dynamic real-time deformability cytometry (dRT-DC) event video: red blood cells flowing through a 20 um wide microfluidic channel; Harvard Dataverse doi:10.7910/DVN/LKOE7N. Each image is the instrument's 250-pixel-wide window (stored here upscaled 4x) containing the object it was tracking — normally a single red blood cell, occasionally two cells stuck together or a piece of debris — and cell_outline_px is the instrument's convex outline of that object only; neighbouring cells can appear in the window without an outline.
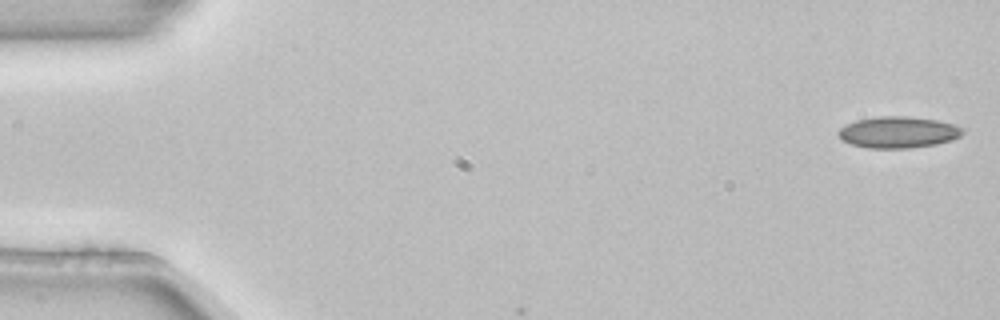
{"species": "common noctule bat (a hibernating species)", "species_latin": "Nyctalus noctula", "temperature_condition": "room temperature", "stored_images_in_passage": 3, "camera_frame_rate_fps": 3000, "um_per_image_px": 0.085, "animal": {"sex": "female", "body_mass_g": 22.7, "forearm_length_mm": 54.2}, "frame": {"image": 1, "passage_image": 1, "time_ms": 0.0, "image_size_px": [1000, 320], "cell_outline_px": [[968, 128], [960, 136], [952, 140], [936, 144], [912, 148], [868, 148], [852, 144], [844, 140], [836, 132], [840, 128], [856, 120], [876, 116], [908, 116], [936, 120]], "centroid_in_image_um": [76.39, 11.23], "position_along_channel_um": 8.6, "area_um2": 22.83}}